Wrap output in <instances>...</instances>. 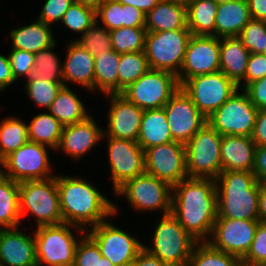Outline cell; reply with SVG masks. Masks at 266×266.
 <instances>
[{"label": "cell", "instance_id": "cell-50", "mask_svg": "<svg viewBox=\"0 0 266 266\" xmlns=\"http://www.w3.org/2000/svg\"><path fill=\"white\" fill-rule=\"evenodd\" d=\"M243 90L258 110L266 109V76L248 84Z\"/></svg>", "mask_w": 266, "mask_h": 266}, {"label": "cell", "instance_id": "cell-45", "mask_svg": "<svg viewBox=\"0 0 266 266\" xmlns=\"http://www.w3.org/2000/svg\"><path fill=\"white\" fill-rule=\"evenodd\" d=\"M101 258L102 254L98 245L85 233L76 246L73 266H99Z\"/></svg>", "mask_w": 266, "mask_h": 266}, {"label": "cell", "instance_id": "cell-23", "mask_svg": "<svg viewBox=\"0 0 266 266\" xmlns=\"http://www.w3.org/2000/svg\"><path fill=\"white\" fill-rule=\"evenodd\" d=\"M66 45L67 53L62 62L64 86L74 83L94 92V56L73 40Z\"/></svg>", "mask_w": 266, "mask_h": 266}, {"label": "cell", "instance_id": "cell-12", "mask_svg": "<svg viewBox=\"0 0 266 266\" xmlns=\"http://www.w3.org/2000/svg\"><path fill=\"white\" fill-rule=\"evenodd\" d=\"M181 88L206 118L239 89L233 80L220 71L188 79Z\"/></svg>", "mask_w": 266, "mask_h": 266}, {"label": "cell", "instance_id": "cell-7", "mask_svg": "<svg viewBox=\"0 0 266 266\" xmlns=\"http://www.w3.org/2000/svg\"><path fill=\"white\" fill-rule=\"evenodd\" d=\"M221 140L206 123L186 144V171L189 178L216 179L221 173Z\"/></svg>", "mask_w": 266, "mask_h": 266}, {"label": "cell", "instance_id": "cell-55", "mask_svg": "<svg viewBox=\"0 0 266 266\" xmlns=\"http://www.w3.org/2000/svg\"><path fill=\"white\" fill-rule=\"evenodd\" d=\"M252 19L266 21V0H247Z\"/></svg>", "mask_w": 266, "mask_h": 266}, {"label": "cell", "instance_id": "cell-13", "mask_svg": "<svg viewBox=\"0 0 266 266\" xmlns=\"http://www.w3.org/2000/svg\"><path fill=\"white\" fill-rule=\"evenodd\" d=\"M48 148H52L28 141L18 150L5 157L6 177L16 182L43 180L56 176L51 174L53 166L50 163Z\"/></svg>", "mask_w": 266, "mask_h": 266}, {"label": "cell", "instance_id": "cell-57", "mask_svg": "<svg viewBox=\"0 0 266 266\" xmlns=\"http://www.w3.org/2000/svg\"><path fill=\"white\" fill-rule=\"evenodd\" d=\"M258 219L266 223V183L260 182V193L258 197Z\"/></svg>", "mask_w": 266, "mask_h": 266}, {"label": "cell", "instance_id": "cell-43", "mask_svg": "<svg viewBox=\"0 0 266 266\" xmlns=\"http://www.w3.org/2000/svg\"><path fill=\"white\" fill-rule=\"evenodd\" d=\"M96 10L92 7L74 2L64 14L61 23L68 30L79 35L83 34L89 27L96 23Z\"/></svg>", "mask_w": 266, "mask_h": 266}, {"label": "cell", "instance_id": "cell-36", "mask_svg": "<svg viewBox=\"0 0 266 266\" xmlns=\"http://www.w3.org/2000/svg\"><path fill=\"white\" fill-rule=\"evenodd\" d=\"M20 117L8 116L0 121V155L6 157L29 141L28 125Z\"/></svg>", "mask_w": 266, "mask_h": 266}, {"label": "cell", "instance_id": "cell-6", "mask_svg": "<svg viewBox=\"0 0 266 266\" xmlns=\"http://www.w3.org/2000/svg\"><path fill=\"white\" fill-rule=\"evenodd\" d=\"M160 218L150 238L152 247L144 244V248L169 266H187L197 241L171 213L161 215Z\"/></svg>", "mask_w": 266, "mask_h": 266}, {"label": "cell", "instance_id": "cell-3", "mask_svg": "<svg viewBox=\"0 0 266 266\" xmlns=\"http://www.w3.org/2000/svg\"><path fill=\"white\" fill-rule=\"evenodd\" d=\"M217 218L258 219L260 182L253 172L222 171L215 179Z\"/></svg>", "mask_w": 266, "mask_h": 266}, {"label": "cell", "instance_id": "cell-30", "mask_svg": "<svg viewBox=\"0 0 266 266\" xmlns=\"http://www.w3.org/2000/svg\"><path fill=\"white\" fill-rule=\"evenodd\" d=\"M173 142L164 108L144 110L137 143L146 149Z\"/></svg>", "mask_w": 266, "mask_h": 266}, {"label": "cell", "instance_id": "cell-25", "mask_svg": "<svg viewBox=\"0 0 266 266\" xmlns=\"http://www.w3.org/2000/svg\"><path fill=\"white\" fill-rule=\"evenodd\" d=\"M251 19L247 1L219 0L215 19V37L239 36Z\"/></svg>", "mask_w": 266, "mask_h": 266}, {"label": "cell", "instance_id": "cell-19", "mask_svg": "<svg viewBox=\"0 0 266 266\" xmlns=\"http://www.w3.org/2000/svg\"><path fill=\"white\" fill-rule=\"evenodd\" d=\"M163 108L173 141L186 144L207 123V118L181 87Z\"/></svg>", "mask_w": 266, "mask_h": 266}, {"label": "cell", "instance_id": "cell-58", "mask_svg": "<svg viewBox=\"0 0 266 266\" xmlns=\"http://www.w3.org/2000/svg\"><path fill=\"white\" fill-rule=\"evenodd\" d=\"M106 0H74V2L80 3L85 6L94 8L95 10L105 2Z\"/></svg>", "mask_w": 266, "mask_h": 266}, {"label": "cell", "instance_id": "cell-59", "mask_svg": "<svg viewBox=\"0 0 266 266\" xmlns=\"http://www.w3.org/2000/svg\"><path fill=\"white\" fill-rule=\"evenodd\" d=\"M6 172H5V157L0 155V183L5 180Z\"/></svg>", "mask_w": 266, "mask_h": 266}, {"label": "cell", "instance_id": "cell-5", "mask_svg": "<svg viewBox=\"0 0 266 266\" xmlns=\"http://www.w3.org/2000/svg\"><path fill=\"white\" fill-rule=\"evenodd\" d=\"M21 219L35 217L36 228L63 223L56 176L19 183Z\"/></svg>", "mask_w": 266, "mask_h": 266}, {"label": "cell", "instance_id": "cell-31", "mask_svg": "<svg viewBox=\"0 0 266 266\" xmlns=\"http://www.w3.org/2000/svg\"><path fill=\"white\" fill-rule=\"evenodd\" d=\"M47 111L63 126L82 122L91 115L81 98L69 86L60 89Z\"/></svg>", "mask_w": 266, "mask_h": 266}, {"label": "cell", "instance_id": "cell-61", "mask_svg": "<svg viewBox=\"0 0 266 266\" xmlns=\"http://www.w3.org/2000/svg\"><path fill=\"white\" fill-rule=\"evenodd\" d=\"M174 1L187 7L195 0H174Z\"/></svg>", "mask_w": 266, "mask_h": 266}, {"label": "cell", "instance_id": "cell-9", "mask_svg": "<svg viewBox=\"0 0 266 266\" xmlns=\"http://www.w3.org/2000/svg\"><path fill=\"white\" fill-rule=\"evenodd\" d=\"M192 33L189 29L147 32L144 52L150 69L178 75Z\"/></svg>", "mask_w": 266, "mask_h": 266}, {"label": "cell", "instance_id": "cell-8", "mask_svg": "<svg viewBox=\"0 0 266 266\" xmlns=\"http://www.w3.org/2000/svg\"><path fill=\"white\" fill-rule=\"evenodd\" d=\"M114 194L115 197L124 196L136 212L171 213L172 186L146 172L126 181Z\"/></svg>", "mask_w": 266, "mask_h": 266}, {"label": "cell", "instance_id": "cell-46", "mask_svg": "<svg viewBox=\"0 0 266 266\" xmlns=\"http://www.w3.org/2000/svg\"><path fill=\"white\" fill-rule=\"evenodd\" d=\"M266 263V223L259 222L251 247L241 264L259 266Z\"/></svg>", "mask_w": 266, "mask_h": 266}, {"label": "cell", "instance_id": "cell-21", "mask_svg": "<svg viewBox=\"0 0 266 266\" xmlns=\"http://www.w3.org/2000/svg\"><path fill=\"white\" fill-rule=\"evenodd\" d=\"M103 129L94 116L86 120L63 127L58 148L71 159L80 160L102 141Z\"/></svg>", "mask_w": 266, "mask_h": 266}, {"label": "cell", "instance_id": "cell-28", "mask_svg": "<svg viewBox=\"0 0 266 266\" xmlns=\"http://www.w3.org/2000/svg\"><path fill=\"white\" fill-rule=\"evenodd\" d=\"M53 34L51 26L35 19L31 24L29 23L28 25L26 24L11 30V49H20L36 54L38 51L50 47L57 41Z\"/></svg>", "mask_w": 266, "mask_h": 266}, {"label": "cell", "instance_id": "cell-20", "mask_svg": "<svg viewBox=\"0 0 266 266\" xmlns=\"http://www.w3.org/2000/svg\"><path fill=\"white\" fill-rule=\"evenodd\" d=\"M109 109L108 124L103 137L129 139L137 142L144 110L130 102L121 93L107 94Z\"/></svg>", "mask_w": 266, "mask_h": 266}, {"label": "cell", "instance_id": "cell-32", "mask_svg": "<svg viewBox=\"0 0 266 266\" xmlns=\"http://www.w3.org/2000/svg\"><path fill=\"white\" fill-rule=\"evenodd\" d=\"M120 55L115 50H106L102 55L94 56V93H118V70Z\"/></svg>", "mask_w": 266, "mask_h": 266}, {"label": "cell", "instance_id": "cell-11", "mask_svg": "<svg viewBox=\"0 0 266 266\" xmlns=\"http://www.w3.org/2000/svg\"><path fill=\"white\" fill-rule=\"evenodd\" d=\"M257 111L258 109L250 101L247 93L238 89L207 118V123L222 136L251 137Z\"/></svg>", "mask_w": 266, "mask_h": 266}, {"label": "cell", "instance_id": "cell-42", "mask_svg": "<svg viewBox=\"0 0 266 266\" xmlns=\"http://www.w3.org/2000/svg\"><path fill=\"white\" fill-rule=\"evenodd\" d=\"M25 94L39 107H44L48 110L51 103L57 97L60 89L64 86L58 82H48L35 79L30 76L25 81Z\"/></svg>", "mask_w": 266, "mask_h": 266}, {"label": "cell", "instance_id": "cell-47", "mask_svg": "<svg viewBox=\"0 0 266 266\" xmlns=\"http://www.w3.org/2000/svg\"><path fill=\"white\" fill-rule=\"evenodd\" d=\"M10 66L16 81L20 78L28 79L33 71L35 54L20 49H11L8 53Z\"/></svg>", "mask_w": 266, "mask_h": 266}, {"label": "cell", "instance_id": "cell-37", "mask_svg": "<svg viewBox=\"0 0 266 266\" xmlns=\"http://www.w3.org/2000/svg\"><path fill=\"white\" fill-rule=\"evenodd\" d=\"M57 43L35 54V63L31 76L35 79L48 82H58L64 85L63 63L53 51Z\"/></svg>", "mask_w": 266, "mask_h": 266}, {"label": "cell", "instance_id": "cell-49", "mask_svg": "<svg viewBox=\"0 0 266 266\" xmlns=\"http://www.w3.org/2000/svg\"><path fill=\"white\" fill-rule=\"evenodd\" d=\"M266 76V54L251 53L245 77L237 84L238 88H245L248 84ZM242 84V85H241Z\"/></svg>", "mask_w": 266, "mask_h": 266}, {"label": "cell", "instance_id": "cell-26", "mask_svg": "<svg viewBox=\"0 0 266 266\" xmlns=\"http://www.w3.org/2000/svg\"><path fill=\"white\" fill-rule=\"evenodd\" d=\"M146 15L130 5L106 0L96 9V20L109 31L122 27L145 28Z\"/></svg>", "mask_w": 266, "mask_h": 266}, {"label": "cell", "instance_id": "cell-39", "mask_svg": "<svg viewBox=\"0 0 266 266\" xmlns=\"http://www.w3.org/2000/svg\"><path fill=\"white\" fill-rule=\"evenodd\" d=\"M241 260L213 248L208 242H197L191 252L187 266H239Z\"/></svg>", "mask_w": 266, "mask_h": 266}, {"label": "cell", "instance_id": "cell-38", "mask_svg": "<svg viewBox=\"0 0 266 266\" xmlns=\"http://www.w3.org/2000/svg\"><path fill=\"white\" fill-rule=\"evenodd\" d=\"M149 69L144 51L121 54L118 70V93H122Z\"/></svg>", "mask_w": 266, "mask_h": 266}, {"label": "cell", "instance_id": "cell-16", "mask_svg": "<svg viewBox=\"0 0 266 266\" xmlns=\"http://www.w3.org/2000/svg\"><path fill=\"white\" fill-rule=\"evenodd\" d=\"M103 139L107 140L114 193L126 181L145 173V153L135 141L113 137H102V141Z\"/></svg>", "mask_w": 266, "mask_h": 266}, {"label": "cell", "instance_id": "cell-35", "mask_svg": "<svg viewBox=\"0 0 266 266\" xmlns=\"http://www.w3.org/2000/svg\"><path fill=\"white\" fill-rule=\"evenodd\" d=\"M19 182L6 178L0 183V228L20 226Z\"/></svg>", "mask_w": 266, "mask_h": 266}, {"label": "cell", "instance_id": "cell-51", "mask_svg": "<svg viewBox=\"0 0 266 266\" xmlns=\"http://www.w3.org/2000/svg\"><path fill=\"white\" fill-rule=\"evenodd\" d=\"M251 139L256 147L266 145V109L257 111Z\"/></svg>", "mask_w": 266, "mask_h": 266}, {"label": "cell", "instance_id": "cell-40", "mask_svg": "<svg viewBox=\"0 0 266 266\" xmlns=\"http://www.w3.org/2000/svg\"><path fill=\"white\" fill-rule=\"evenodd\" d=\"M147 30L122 27L110 31L112 49L119 54L144 51Z\"/></svg>", "mask_w": 266, "mask_h": 266}, {"label": "cell", "instance_id": "cell-15", "mask_svg": "<svg viewBox=\"0 0 266 266\" xmlns=\"http://www.w3.org/2000/svg\"><path fill=\"white\" fill-rule=\"evenodd\" d=\"M220 71V38L193 35L190 37L177 79L180 87L195 76Z\"/></svg>", "mask_w": 266, "mask_h": 266}, {"label": "cell", "instance_id": "cell-54", "mask_svg": "<svg viewBox=\"0 0 266 266\" xmlns=\"http://www.w3.org/2000/svg\"><path fill=\"white\" fill-rule=\"evenodd\" d=\"M137 266H169L146 248H142L136 257Z\"/></svg>", "mask_w": 266, "mask_h": 266}, {"label": "cell", "instance_id": "cell-60", "mask_svg": "<svg viewBox=\"0 0 266 266\" xmlns=\"http://www.w3.org/2000/svg\"><path fill=\"white\" fill-rule=\"evenodd\" d=\"M99 266H115V265H113L109 259L102 256V258L99 259Z\"/></svg>", "mask_w": 266, "mask_h": 266}, {"label": "cell", "instance_id": "cell-18", "mask_svg": "<svg viewBox=\"0 0 266 266\" xmlns=\"http://www.w3.org/2000/svg\"><path fill=\"white\" fill-rule=\"evenodd\" d=\"M145 153V172L171 186L188 178L185 144L169 142L150 147Z\"/></svg>", "mask_w": 266, "mask_h": 266}, {"label": "cell", "instance_id": "cell-41", "mask_svg": "<svg viewBox=\"0 0 266 266\" xmlns=\"http://www.w3.org/2000/svg\"><path fill=\"white\" fill-rule=\"evenodd\" d=\"M91 55H102L106 50H112L110 31L98 22L89 27L80 37L73 39Z\"/></svg>", "mask_w": 266, "mask_h": 266}, {"label": "cell", "instance_id": "cell-33", "mask_svg": "<svg viewBox=\"0 0 266 266\" xmlns=\"http://www.w3.org/2000/svg\"><path fill=\"white\" fill-rule=\"evenodd\" d=\"M219 0H195L186 7L187 27L193 35L215 36Z\"/></svg>", "mask_w": 266, "mask_h": 266}, {"label": "cell", "instance_id": "cell-2", "mask_svg": "<svg viewBox=\"0 0 266 266\" xmlns=\"http://www.w3.org/2000/svg\"><path fill=\"white\" fill-rule=\"evenodd\" d=\"M56 185L63 223L87 230L118 213L117 204L80 175L76 177L58 174Z\"/></svg>", "mask_w": 266, "mask_h": 266}, {"label": "cell", "instance_id": "cell-24", "mask_svg": "<svg viewBox=\"0 0 266 266\" xmlns=\"http://www.w3.org/2000/svg\"><path fill=\"white\" fill-rule=\"evenodd\" d=\"M255 148L256 145L249 136L223 135L221 140V172H252Z\"/></svg>", "mask_w": 266, "mask_h": 266}, {"label": "cell", "instance_id": "cell-10", "mask_svg": "<svg viewBox=\"0 0 266 266\" xmlns=\"http://www.w3.org/2000/svg\"><path fill=\"white\" fill-rule=\"evenodd\" d=\"M180 88L171 72L149 69L121 93L143 110L160 109Z\"/></svg>", "mask_w": 266, "mask_h": 266}, {"label": "cell", "instance_id": "cell-52", "mask_svg": "<svg viewBox=\"0 0 266 266\" xmlns=\"http://www.w3.org/2000/svg\"><path fill=\"white\" fill-rule=\"evenodd\" d=\"M252 172L257 181L266 183V145L255 148Z\"/></svg>", "mask_w": 266, "mask_h": 266}, {"label": "cell", "instance_id": "cell-44", "mask_svg": "<svg viewBox=\"0 0 266 266\" xmlns=\"http://www.w3.org/2000/svg\"><path fill=\"white\" fill-rule=\"evenodd\" d=\"M239 37L250 53H266V21L251 19L241 30Z\"/></svg>", "mask_w": 266, "mask_h": 266}, {"label": "cell", "instance_id": "cell-48", "mask_svg": "<svg viewBox=\"0 0 266 266\" xmlns=\"http://www.w3.org/2000/svg\"><path fill=\"white\" fill-rule=\"evenodd\" d=\"M74 0H46L36 18L51 26L60 22Z\"/></svg>", "mask_w": 266, "mask_h": 266}, {"label": "cell", "instance_id": "cell-29", "mask_svg": "<svg viewBox=\"0 0 266 266\" xmlns=\"http://www.w3.org/2000/svg\"><path fill=\"white\" fill-rule=\"evenodd\" d=\"M147 32L188 29L186 6L174 0H161L145 17Z\"/></svg>", "mask_w": 266, "mask_h": 266}, {"label": "cell", "instance_id": "cell-56", "mask_svg": "<svg viewBox=\"0 0 266 266\" xmlns=\"http://www.w3.org/2000/svg\"><path fill=\"white\" fill-rule=\"evenodd\" d=\"M123 5L134 6L145 15L150 12L161 0H116Z\"/></svg>", "mask_w": 266, "mask_h": 266}, {"label": "cell", "instance_id": "cell-53", "mask_svg": "<svg viewBox=\"0 0 266 266\" xmlns=\"http://www.w3.org/2000/svg\"><path fill=\"white\" fill-rule=\"evenodd\" d=\"M17 82L13 76L8 55L0 54V93Z\"/></svg>", "mask_w": 266, "mask_h": 266}, {"label": "cell", "instance_id": "cell-17", "mask_svg": "<svg viewBox=\"0 0 266 266\" xmlns=\"http://www.w3.org/2000/svg\"><path fill=\"white\" fill-rule=\"evenodd\" d=\"M259 220L217 218L209 240L213 248L242 260L248 253Z\"/></svg>", "mask_w": 266, "mask_h": 266}, {"label": "cell", "instance_id": "cell-22", "mask_svg": "<svg viewBox=\"0 0 266 266\" xmlns=\"http://www.w3.org/2000/svg\"><path fill=\"white\" fill-rule=\"evenodd\" d=\"M18 227L0 228V263L3 266H37L35 237Z\"/></svg>", "mask_w": 266, "mask_h": 266}, {"label": "cell", "instance_id": "cell-4", "mask_svg": "<svg viewBox=\"0 0 266 266\" xmlns=\"http://www.w3.org/2000/svg\"><path fill=\"white\" fill-rule=\"evenodd\" d=\"M71 229L76 230L77 237ZM85 233L84 228L68 223L37 227L34 230L37 266H73L76 246Z\"/></svg>", "mask_w": 266, "mask_h": 266}, {"label": "cell", "instance_id": "cell-34", "mask_svg": "<svg viewBox=\"0 0 266 266\" xmlns=\"http://www.w3.org/2000/svg\"><path fill=\"white\" fill-rule=\"evenodd\" d=\"M27 125L29 141L46 145L54 151L58 148L64 126L49 112L34 115Z\"/></svg>", "mask_w": 266, "mask_h": 266}, {"label": "cell", "instance_id": "cell-27", "mask_svg": "<svg viewBox=\"0 0 266 266\" xmlns=\"http://www.w3.org/2000/svg\"><path fill=\"white\" fill-rule=\"evenodd\" d=\"M250 54L239 36L220 38V72L238 84L245 77Z\"/></svg>", "mask_w": 266, "mask_h": 266}, {"label": "cell", "instance_id": "cell-62", "mask_svg": "<svg viewBox=\"0 0 266 266\" xmlns=\"http://www.w3.org/2000/svg\"><path fill=\"white\" fill-rule=\"evenodd\" d=\"M122 266H137V264H136V259H134V260L131 261V262L124 263Z\"/></svg>", "mask_w": 266, "mask_h": 266}, {"label": "cell", "instance_id": "cell-1", "mask_svg": "<svg viewBox=\"0 0 266 266\" xmlns=\"http://www.w3.org/2000/svg\"><path fill=\"white\" fill-rule=\"evenodd\" d=\"M217 207L215 179L188 177L172 186L171 214L197 242L209 240Z\"/></svg>", "mask_w": 266, "mask_h": 266}, {"label": "cell", "instance_id": "cell-14", "mask_svg": "<svg viewBox=\"0 0 266 266\" xmlns=\"http://www.w3.org/2000/svg\"><path fill=\"white\" fill-rule=\"evenodd\" d=\"M108 221L86 230V233L98 245L102 256L109 259L115 266H122L136 259L144 243Z\"/></svg>", "mask_w": 266, "mask_h": 266}]
</instances>
